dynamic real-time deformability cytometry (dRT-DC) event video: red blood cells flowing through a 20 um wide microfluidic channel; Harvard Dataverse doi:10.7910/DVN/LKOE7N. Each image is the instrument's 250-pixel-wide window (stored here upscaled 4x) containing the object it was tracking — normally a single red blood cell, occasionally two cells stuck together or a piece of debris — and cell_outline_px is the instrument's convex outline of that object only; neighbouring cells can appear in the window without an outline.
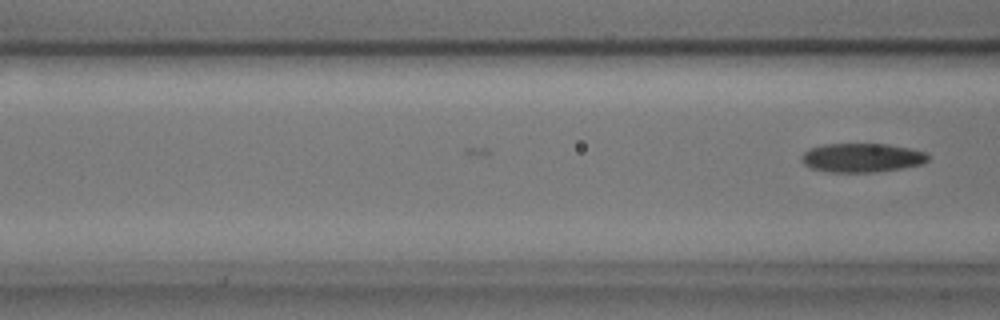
{"species": "common noctule bat (a hibernating species)", "species_latin": "Nyctalus noctula", "temperature_condition": "cold", "stored_images_in_passage": 4, "camera_frame_rate_fps": 3000, "um_per_image_px": 0.085, "animal": {"sex": "male", "body_mass_g": 17.9, "forearm_length_mm": 54.2}, "frame": {"image": 1, "passage_image": 4, "time_ms": 1.0, "image_size_px": [1000, 320], "cell_outline_px": [[928, 160], [924, 164], [876, 172], [828, 172], [812, 168], [804, 164], [800, 160], [800, 156], [808, 148], [824, 144], [888, 144], [908, 148], [924, 152], [928, 156]], "centroid_in_image_um": [73.22, 13.4], "position_along_channel_um": 93.4, "area_um2": 21.39}}